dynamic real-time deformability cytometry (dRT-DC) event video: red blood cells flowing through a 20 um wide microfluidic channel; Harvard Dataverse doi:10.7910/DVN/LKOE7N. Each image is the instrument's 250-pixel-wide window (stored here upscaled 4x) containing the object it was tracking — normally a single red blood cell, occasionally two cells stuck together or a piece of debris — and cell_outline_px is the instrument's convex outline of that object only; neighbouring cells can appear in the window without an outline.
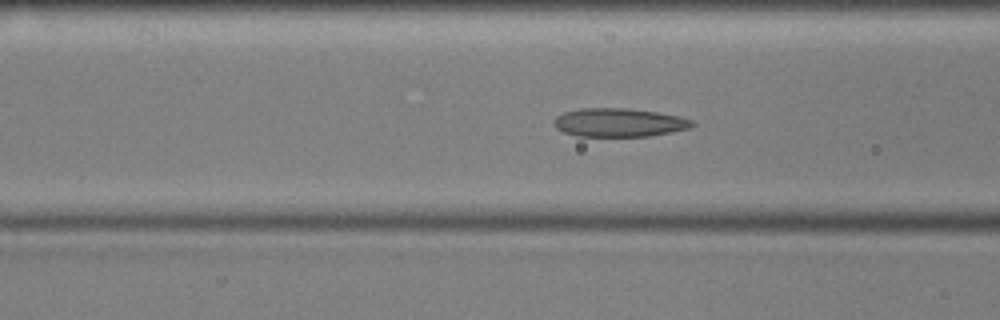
{"species": "common noctule bat (a hibernating species)", "species_latin": "Nyctalus noctula", "temperature_condition": "cold", "stored_images_in_passage": 45, "camera_frame_rate_fps": 3000, "um_per_image_px": 0.085, "animal": {"sex": "male", "body_mass_g": 17.9, "forearm_length_mm": 54.2}, "frame": {"image": 1, "passage_image": 10, "time_ms": 3.0, "image_size_px": [1000, 320], "cell_outline_px": [[696, 124], [688, 128], [672, 132], [648, 136], [576, 136], [564, 132], [556, 128], [552, 124], [556, 116], [564, 112], [580, 108], [628, 108], [656, 112], [680, 116], [692, 120]], "centroid_in_image_um": [52.6, 10.41], "position_along_channel_um": 114.0, "area_um2": 23.06}}
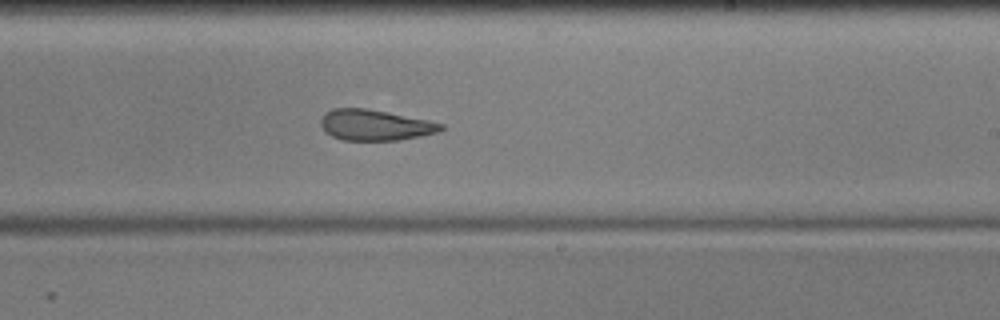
{"frame": {"image": 2, "passage_image": 22, "time_ms": 7.0, "image_size_px": [1000, 320], "cell_outline_px": [[444, 128], [440, 132], [420, 136], [396, 140], [344, 140], [332, 136], [324, 132], [320, 124], [320, 120], [324, 112], [332, 108], [364, 108], [428, 120], [444, 124]], "centroid_in_image_um": [31.84, 10.63], "position_along_channel_um": 257.2, "area_um2": 21.56}}
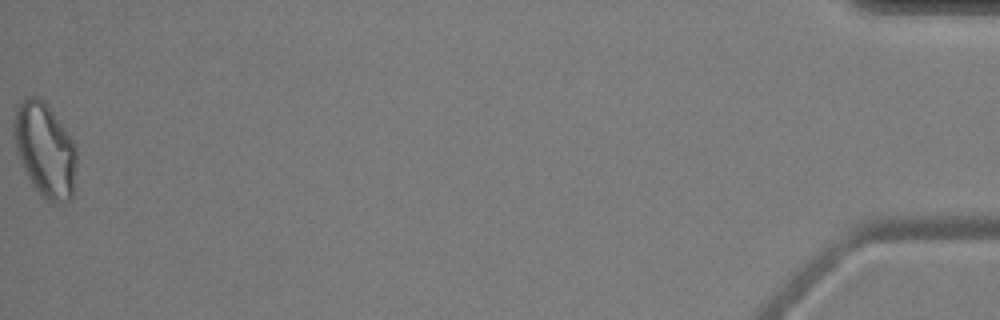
{"frame": {"image": 3, "passage_image": 45, "time_ms": 14.667, "image_size_px": [1000, 320], "cell_outline_px": [[76, 164], [72, 196], [68, 204], [56, 204], [48, 200], [36, 188], [28, 176], [20, 160], [16, 148], [12, 132], [12, 124], [16, 108], [28, 96], [36, 96], [44, 100], [64, 128], [72, 140], [76, 148]], "centroid_in_image_um": [3.82, 12.74], "position_along_channel_um": 431.4, "area_um2": 34.1}, "authors_computed_cell_mechanics": {"area_um2": 23.5824, "velocity_mm_per_s": 3.5823, "shape_relaxation_time_tau1_ms": null, "shape_relaxation_time_tau2_ms": 2.8723, "deformation_change_tau1": null, "deformation_change_tau2": 0.1}}